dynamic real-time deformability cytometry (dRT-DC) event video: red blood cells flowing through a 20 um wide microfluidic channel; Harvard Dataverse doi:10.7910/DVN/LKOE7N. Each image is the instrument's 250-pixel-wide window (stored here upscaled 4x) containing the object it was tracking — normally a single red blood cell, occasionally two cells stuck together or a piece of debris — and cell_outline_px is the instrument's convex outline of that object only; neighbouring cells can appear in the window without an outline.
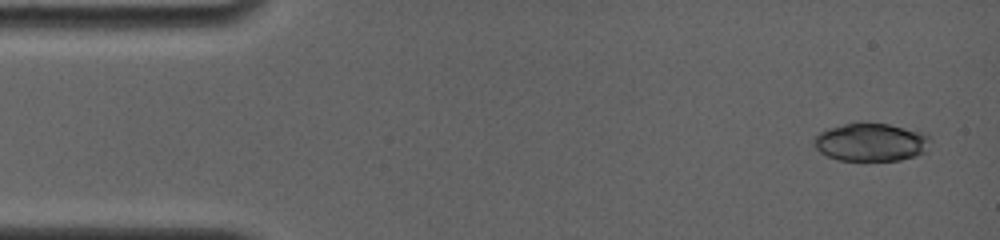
{"species": "common noctule bat (a hibernating species)", "species_latin": "Nyctalus noctula", "temperature_condition": "room temperature", "stored_images_in_passage": 5, "camera_frame_rate_fps": 4000, "um_per_image_px": 0.085, "animal": {"sex": "female", "body_mass_g": 19.0, "forearm_length_mm": 56.7}, "frame": {"image": 1, "passage_image": 1, "time_ms": 0.0, "image_size_px": [1000, 240], "cell_outline_px": [[932, 140], [924, 152], [916, 156], [900, 160], [836, 160], [820, 152], [812, 144], [812, 140], [820, 132], [828, 128], [844, 124], [888, 124], [924, 132], [932, 136]], "centroid_in_image_um": [74.05, 12.1], "position_along_channel_um": 10.9, "area_um2": 25.78}}
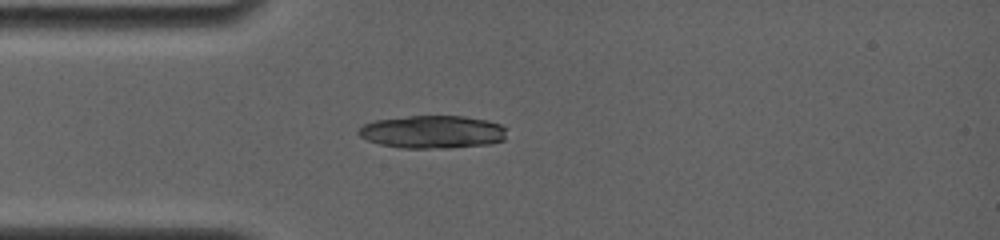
{"frame": {"image": 2, "passage_image": 5, "time_ms": 3.5, "image_size_px": [1000, 240], "cell_outline_px": [[504, 140], [488, 144], [444, 148], [404, 148], [380, 144], [368, 140], [360, 136], [356, 132], [364, 124], [376, 120], [408, 116], [464, 116], [488, 120], [500, 124], [504, 128]], "centroid_in_image_um": [36.75, 11.21], "position_along_channel_um": 48.3, "area_um2": 28.21}}